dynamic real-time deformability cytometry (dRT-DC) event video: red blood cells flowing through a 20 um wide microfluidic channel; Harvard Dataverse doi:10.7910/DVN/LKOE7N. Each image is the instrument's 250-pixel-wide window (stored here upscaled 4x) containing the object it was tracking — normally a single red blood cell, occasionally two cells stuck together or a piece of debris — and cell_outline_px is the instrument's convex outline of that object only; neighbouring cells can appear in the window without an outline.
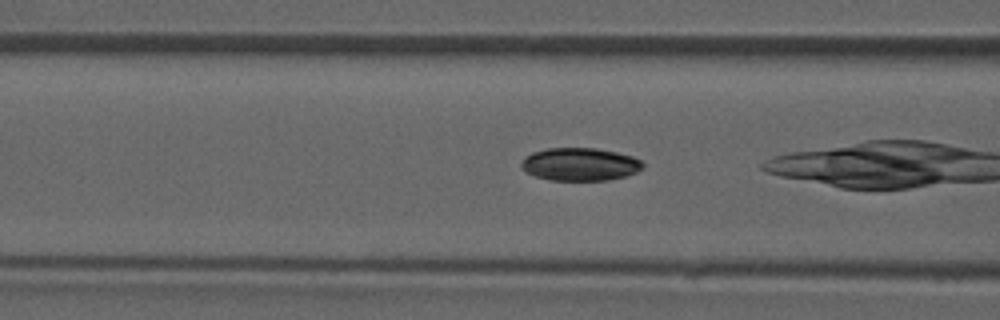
{"species": "common noctule bat (a hibernating species)", "species_latin": "Nyctalus noctula", "temperature_condition": "room temperature", "stored_images_in_passage": 19, "camera_frame_rate_fps": 3000, "um_per_image_px": 0.085, "animal": {"sex": "male", "forearm_length_mm": 52.5}, "frame": {"image": 1, "passage_image": 11, "time_ms": 3.333, "image_size_px": [1000, 320], "cell_outline_px": [[644, 164], [636, 172], [624, 176], [608, 180], [552, 180], [536, 176], [524, 172], [520, 168], [520, 164], [524, 156], [532, 152], [548, 148], [596, 148], [616, 152], [632, 156], [640, 160]], "centroid_in_image_um": [49.24, 13.96], "position_along_channel_um": 117.4, "area_um2": 23.29}}